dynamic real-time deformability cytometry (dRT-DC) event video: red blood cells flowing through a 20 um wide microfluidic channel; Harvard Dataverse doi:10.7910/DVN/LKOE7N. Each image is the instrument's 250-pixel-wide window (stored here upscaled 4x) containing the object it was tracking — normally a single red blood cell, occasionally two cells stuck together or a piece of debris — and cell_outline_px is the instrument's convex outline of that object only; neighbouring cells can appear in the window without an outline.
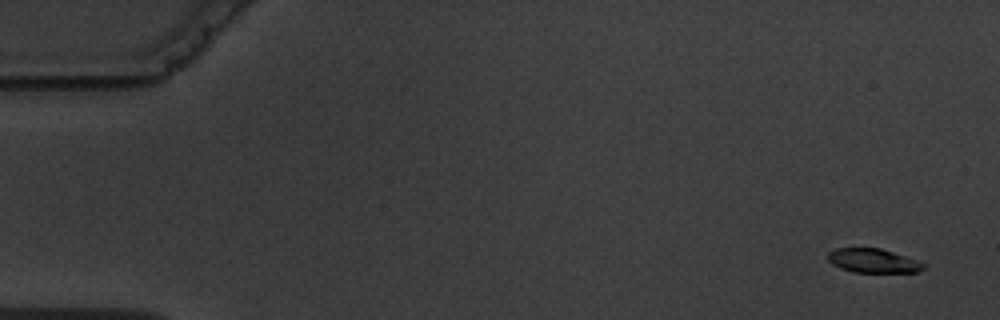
{"species": "common noctule bat (a hibernating species)", "species_latin": "Nyctalus noctula", "temperature_condition": "warm", "stored_images_in_passage": 5, "camera_frame_rate_fps": 3000, "um_per_image_px": 0.085, "animal": {"sex": "male", "body_mass_g": 19.5, "forearm_length_mm": 54.6}, "frame": {"image": 1, "passage_image": 1, "time_ms": 0.0, "image_size_px": [1000, 320], "cell_outline_px": [[924, 268], [916, 272], [852, 272], [840, 268], [832, 264], [828, 260], [828, 252], [836, 248], [880, 248], [916, 260], [924, 264]], "centroid_in_image_um": [74.16, 22.16], "position_along_channel_um": 10.8, "area_um2": 13.24}}
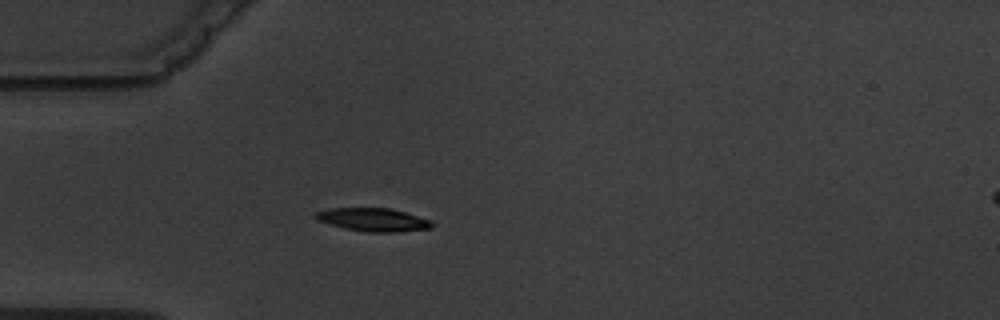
{"frame": {"image": 2, "passage_image": 5, "time_ms": 4.667, "image_size_px": [1000, 320], "cell_outline_px": [[432, 228], [396, 232], [368, 232], [344, 228], [316, 220], [316, 212], [332, 208], [388, 208], [404, 212], [432, 220]], "centroid_in_image_um": [31.74, 18.68], "position_along_channel_um": 53.3, "area_um2": 15.55}}